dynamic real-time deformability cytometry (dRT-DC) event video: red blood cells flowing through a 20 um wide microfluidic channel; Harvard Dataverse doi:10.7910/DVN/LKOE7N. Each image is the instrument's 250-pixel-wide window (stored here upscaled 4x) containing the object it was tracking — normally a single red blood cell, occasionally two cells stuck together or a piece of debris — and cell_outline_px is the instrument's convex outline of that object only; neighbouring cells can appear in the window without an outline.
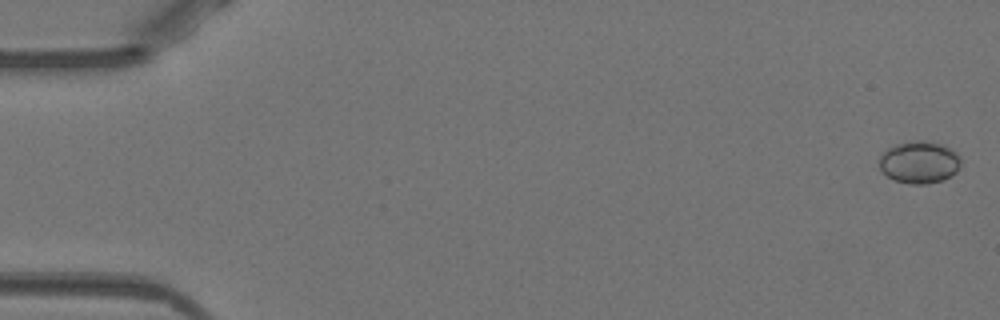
{"species": "Egyptian fruit bat (a non-hibernating species)", "species_latin": "Rousettus aegyptiacus", "temperature_condition": "warm", "stored_images_in_passage": 52, "camera_frame_rate_fps": 3000, "um_per_image_px": 0.085, "animal": {"sex": "female"}, "frame": {"image": 1, "passage_image": 2, "time_ms": 0.333, "image_size_px": [1000, 320], "cell_outline_px": [[960, 164], [956, 172], [944, 180], [928, 184], [908, 184], [896, 180], [888, 176], [880, 168], [880, 156], [888, 148], [896, 144], [916, 140], [924, 140], [940, 144], [956, 152], [960, 156]], "centroid_in_image_um": [78.15, 13.8], "position_along_channel_um": 6.8, "area_um2": 19.94}}
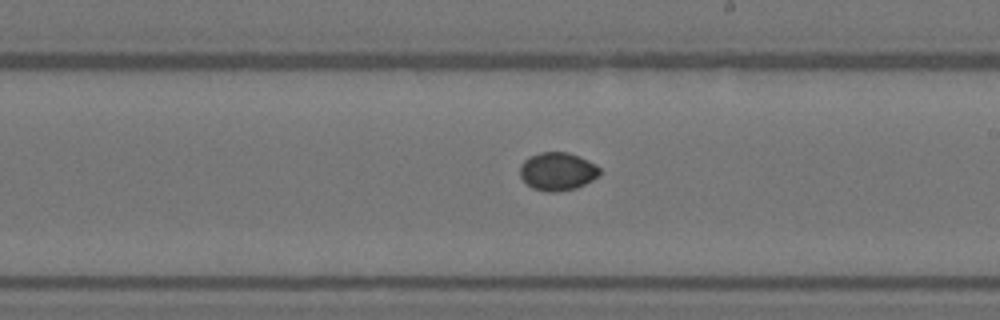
{"frame": {"image": 2, "passage_image": 31, "time_ms": 10.0, "image_size_px": [1000, 320], "cell_outline_px": [[600, 176], [576, 188], [556, 192], [548, 192], [532, 188], [520, 176], [520, 164], [528, 156], [540, 152], [568, 152], [580, 156], [596, 164], [600, 168]], "centroid_in_image_um": [47.39, 14.55], "position_along_channel_um": 241.6, "area_um2": 17.86}}
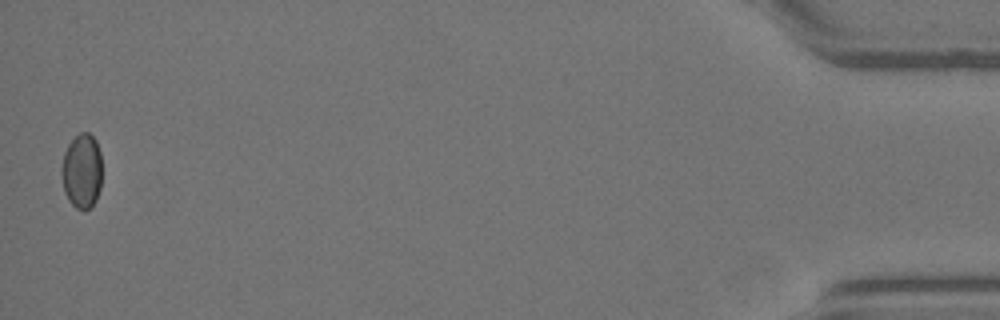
{"frame": {"image": 3, "passage_image": 52, "time_ms": 17.0, "image_size_px": [1000, 320], "cell_outline_px": [[100, 188], [96, 200], [84, 212], [76, 208], [68, 200], [64, 192], [60, 172], [64, 152], [68, 144], [80, 132], [88, 132], [96, 140], [100, 152]], "centroid_in_image_um": [6.93, 14.55], "position_along_channel_um": 428.3, "area_um2": 17.69}}